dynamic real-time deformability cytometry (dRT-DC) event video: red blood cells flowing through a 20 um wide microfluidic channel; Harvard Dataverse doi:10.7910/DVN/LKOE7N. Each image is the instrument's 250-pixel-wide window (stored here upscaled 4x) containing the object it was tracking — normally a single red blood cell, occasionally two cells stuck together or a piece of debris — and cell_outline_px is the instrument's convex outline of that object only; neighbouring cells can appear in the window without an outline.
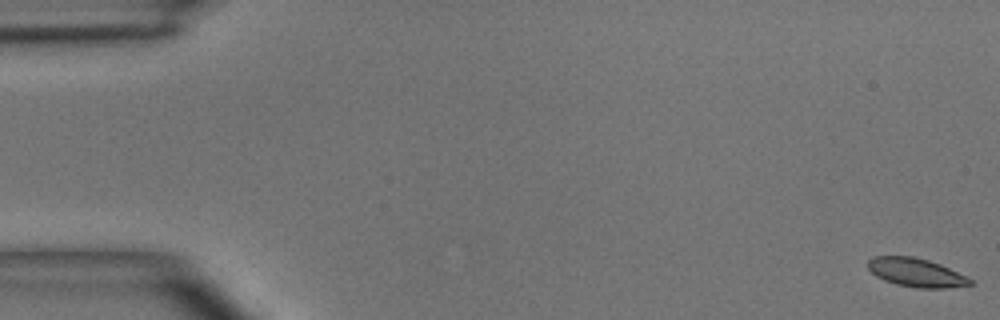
{"species": "common noctule bat (a hibernating species)", "species_latin": "Nyctalus noctula", "temperature_condition": "room temperature", "stored_images_in_passage": 5, "camera_frame_rate_fps": 3000, "um_per_image_px": 0.085, "animal": {"sex": "male", "body_mass_g": 15.6}, "frame": {"image": 1, "passage_image": 1, "time_ms": 0.0, "image_size_px": [1000, 320], "cell_outline_px": [[972, 284], [948, 288], [916, 288], [896, 284], [884, 280], [876, 276], [868, 268], [868, 260], [872, 256], [912, 256], [928, 260], [940, 264], [968, 276], [972, 280]], "centroid_in_image_um": [77.87, 23.16], "position_along_channel_um": 7.1, "area_um2": 17.11}}
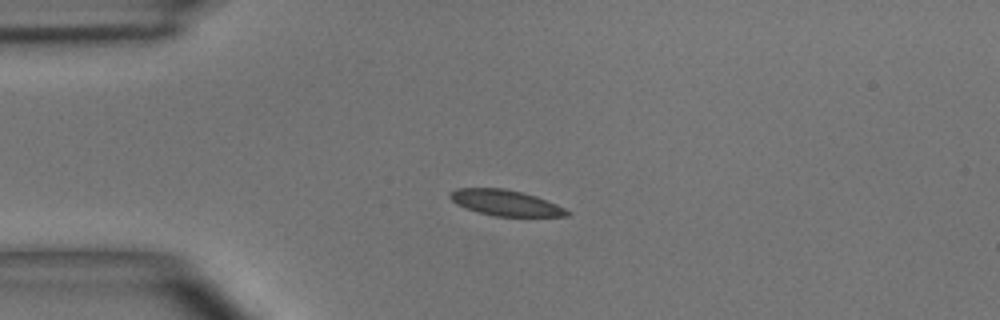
{"frame": {"image": 2, "passage_image": 4, "time_ms": 4.0, "image_size_px": [1000, 320], "cell_outline_px": [[572, 212], [568, 216], [492, 216], [476, 212], [464, 208], [456, 204], [448, 196], [448, 192], [456, 188], [504, 188], [536, 196], [556, 204]], "centroid_in_image_um": [42.92, 17.24], "position_along_channel_um": 42.1, "area_um2": 17.69}}